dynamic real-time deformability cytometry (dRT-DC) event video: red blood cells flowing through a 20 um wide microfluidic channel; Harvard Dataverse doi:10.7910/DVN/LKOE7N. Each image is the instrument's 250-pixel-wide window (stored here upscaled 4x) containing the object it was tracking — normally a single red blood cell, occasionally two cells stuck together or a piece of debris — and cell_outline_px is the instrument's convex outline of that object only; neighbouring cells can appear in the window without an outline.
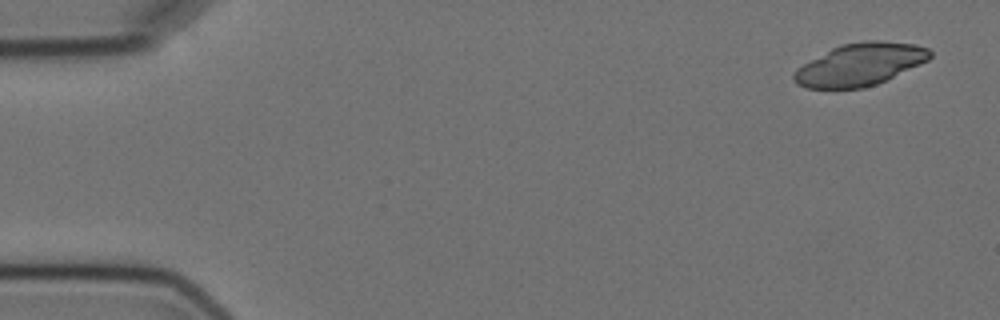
{"species": "Egyptian fruit bat (a non-hibernating species)", "species_latin": "Rousettus aegyptiacus", "temperature_condition": "cold", "stored_images_in_passage": 5, "camera_frame_rate_fps": 3000, "um_per_image_px": 0.085, "animal": {"sex": "female"}, "frame": {"image": 1, "passage_image": 1, "time_ms": 0.0, "image_size_px": [1000, 320], "cell_outline_px": [[932, 56], [928, 60], [920, 64], [876, 84], [864, 88], [804, 88], [796, 84], [792, 76], [796, 68], [832, 48], [840, 44], [864, 40], [876, 40], [916, 44], [928, 48], [932, 52]], "centroid_in_image_um": [73.09, 5.47], "position_along_channel_um": 11.9, "area_um2": 33.52}}